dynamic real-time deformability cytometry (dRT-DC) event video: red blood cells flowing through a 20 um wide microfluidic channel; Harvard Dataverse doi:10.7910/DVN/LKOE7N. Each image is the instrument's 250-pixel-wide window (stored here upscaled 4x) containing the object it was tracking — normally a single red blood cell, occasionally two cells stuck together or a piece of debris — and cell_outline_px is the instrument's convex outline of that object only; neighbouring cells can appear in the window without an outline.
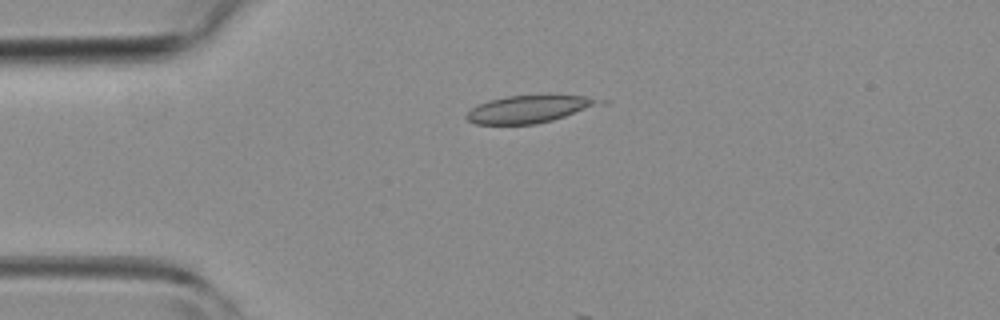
{"species": "common noctule bat (a hibernating species)", "species_latin": "Nyctalus noctula", "temperature_condition": "room temperature", "stored_images_in_passage": 4, "camera_frame_rate_fps": 3000, "um_per_image_px": 0.085, "animal": {"sex": "female", "body_mass_g": 19.3, "forearm_length_mm": 54.1}, "frame": {"image": 1, "passage_image": 4, "time_ms": 3.667, "image_size_px": [1000, 320], "cell_outline_px": [[596, 100], [592, 104], [564, 116], [552, 120], [536, 124], [476, 124], [468, 120], [464, 116], [472, 108], [488, 100], [508, 96], [588, 96]], "centroid_in_image_um": [44.73, 9.29], "position_along_channel_um": 40.3, "area_um2": 19.94}}